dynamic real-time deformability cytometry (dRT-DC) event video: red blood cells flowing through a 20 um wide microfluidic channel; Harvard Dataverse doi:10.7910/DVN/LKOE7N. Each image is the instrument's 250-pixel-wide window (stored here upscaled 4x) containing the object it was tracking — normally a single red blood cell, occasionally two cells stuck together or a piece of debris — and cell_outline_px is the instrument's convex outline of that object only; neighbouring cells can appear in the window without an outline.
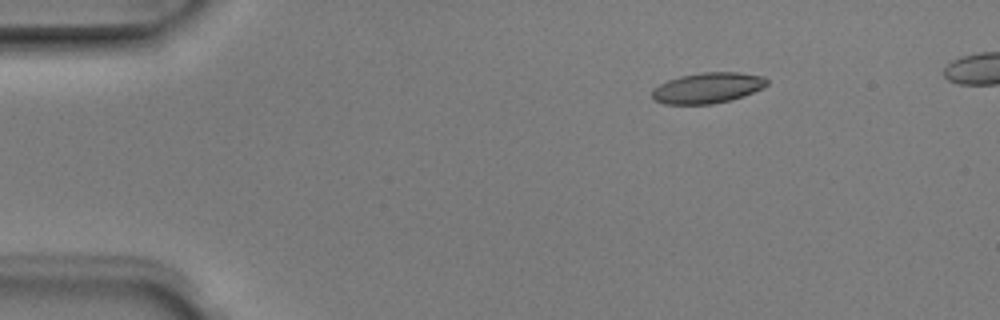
{"species": "Egyptian fruit bat (a non-hibernating species)", "species_latin": "Rousettus aegyptiacus", "temperature_condition": "room temperature", "stored_images_in_passage": 5, "camera_frame_rate_fps": 3000, "um_per_image_px": 0.085, "animal": {"sex": "male"}, "frame": {"image": 1, "passage_image": 2, "time_ms": 0.333, "image_size_px": [1000, 320], "cell_outline_px": [[768, 84], [764, 88], [744, 96], [732, 100], [712, 104], [664, 104], [656, 100], [652, 96], [652, 92], [660, 84], [668, 80], [680, 76], [700, 72], [740, 72], [764, 76], [768, 80]], "centroid_in_image_um": [60.21, 7.47], "position_along_channel_um": 24.8, "area_um2": 20.63}}
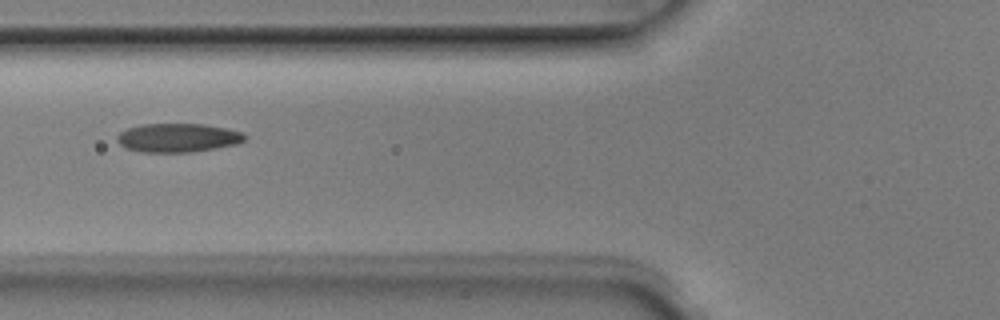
{"frame": {"image": 2, "passage_image": 5, "time_ms": 1.333, "image_size_px": [1000, 320], "cell_outline_px": [[248, 136], [244, 140], [236, 144], [216, 148], [192, 152], [140, 152], [124, 148], [116, 140], [116, 136], [120, 132], [128, 128], [140, 124], [204, 124], [228, 128], [244, 132]], "centroid_in_image_um": [15.12, 11.71], "position_along_channel_um": 110.7, "area_um2": 21.68}}